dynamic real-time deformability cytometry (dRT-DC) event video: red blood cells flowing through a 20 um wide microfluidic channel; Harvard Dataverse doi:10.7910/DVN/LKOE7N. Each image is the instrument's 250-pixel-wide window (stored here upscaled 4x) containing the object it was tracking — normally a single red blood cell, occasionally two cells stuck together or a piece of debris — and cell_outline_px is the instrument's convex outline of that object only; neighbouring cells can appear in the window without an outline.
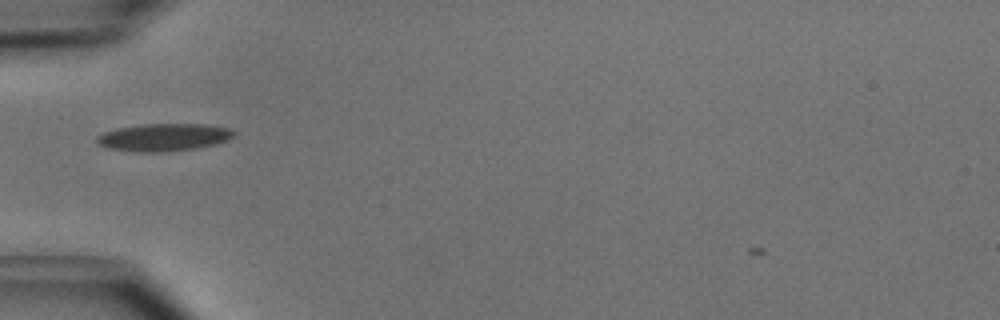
{"species": "common noctule bat (a hibernating species)", "species_latin": "Nyctalus noctula", "temperature_condition": "cold", "stored_images_in_passage": 40, "camera_frame_rate_fps": 3000, "um_per_image_px": 0.085, "animal": {"sex": "male", "body_mass_g": 15.6}, "frame": {"image": 1, "passage_image": 8, "time_ms": 2.333, "image_size_px": [1000, 320], "cell_outline_px": [[236, 132], [228, 140], [216, 144], [192, 148], [160, 152], [144, 152], [108, 148], [100, 144], [96, 140], [96, 136], [104, 132], [120, 128], [140, 124], [208, 124], [228, 128]], "centroid_in_image_um": [13.94, 11.65], "position_along_channel_um": 71.1, "area_um2": 21.68}}
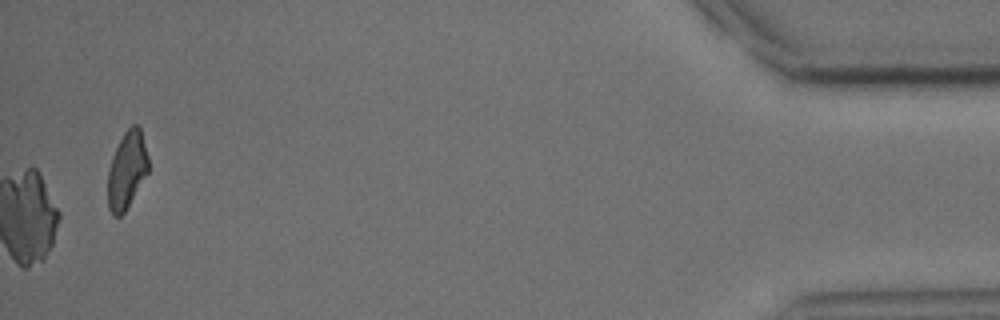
{"frame": {"image": 2, "passage_image": 40, "time_ms": 13.0, "image_size_px": [1000, 320], "cell_outline_px": [[148, 172], [124, 212], [120, 216], [112, 216], [108, 208], [108, 172], [112, 156], [124, 132], [132, 124], [136, 124], [140, 128], [148, 156]], "centroid_in_image_um": [10.77, 14.46], "position_along_channel_um": 424.4, "area_um2": 18.03}}